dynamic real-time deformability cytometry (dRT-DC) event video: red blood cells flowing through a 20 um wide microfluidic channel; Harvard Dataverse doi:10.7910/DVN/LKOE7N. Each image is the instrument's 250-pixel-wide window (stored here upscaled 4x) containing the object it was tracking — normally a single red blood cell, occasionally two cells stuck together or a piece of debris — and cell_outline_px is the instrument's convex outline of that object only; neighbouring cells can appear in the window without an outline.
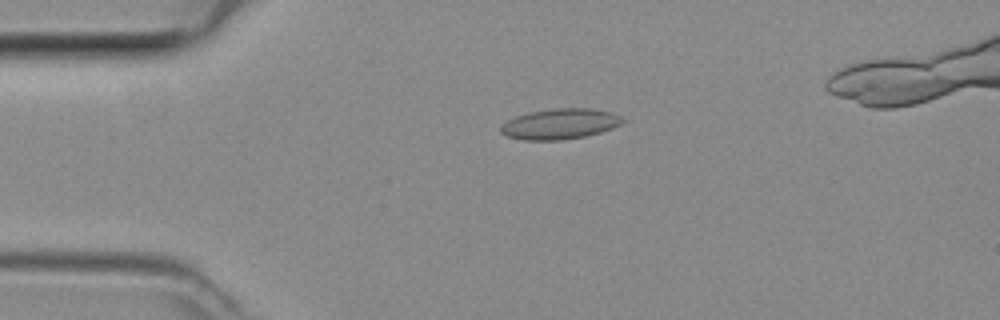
{"species": "common noctule bat (a hibernating species)", "species_latin": "Nyctalus noctula", "temperature_condition": "room temperature", "stored_images_in_passage": 4, "camera_frame_rate_fps": 3000, "um_per_image_px": 0.085, "animal": {"sex": "female", "body_mass_g": 29.2, "forearm_length_mm": 56.3}, "frame": {"image": 1, "passage_image": 3, "time_ms": 0.667, "image_size_px": [1000, 320], "cell_outline_px": [[624, 120], [620, 124], [612, 128], [600, 132], [584, 136], [564, 140], [524, 140], [508, 136], [500, 132], [500, 124], [516, 116], [528, 112], [552, 108], [592, 108], [612, 112], [620, 116]], "centroid_in_image_um": [47.57, 10.52], "position_along_channel_um": 37.4, "area_um2": 21.73}}